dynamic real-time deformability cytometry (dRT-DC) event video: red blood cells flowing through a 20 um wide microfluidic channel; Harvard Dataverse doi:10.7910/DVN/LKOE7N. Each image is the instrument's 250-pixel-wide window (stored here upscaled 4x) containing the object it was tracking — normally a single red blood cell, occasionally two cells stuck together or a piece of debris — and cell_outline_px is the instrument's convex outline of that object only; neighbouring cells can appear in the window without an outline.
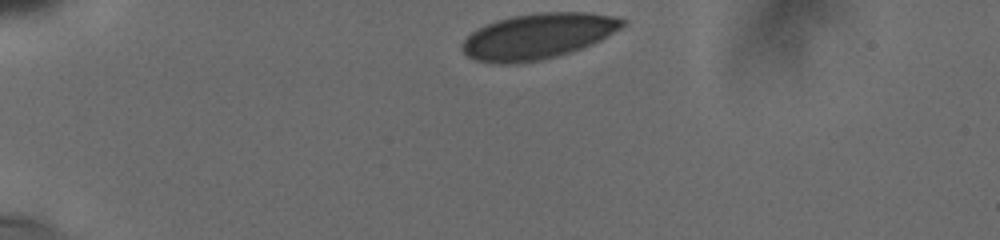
{"species": "human", "species_latin": "Homo sapiens", "temperature_condition": "cold", "stored_images_in_passage": 18, "camera_frame_rate_fps": 3000, "um_per_image_px": 0.085, "donor": {"sex": "male"}, "frame": {"image": 1, "passage_image": 1, "time_ms": 0.0, "image_size_px": [1000, 240], "cell_outline_px": [[624, 24], [620, 28], [608, 36], [600, 40], [580, 48], [556, 56], [516, 64], [500, 64], [476, 60], [468, 56], [460, 48], [460, 44], [476, 28], [496, 20], [512, 16], [536, 12], [584, 12], [612, 16], [624, 20]], "centroid_in_image_um": [45.66, 3.07], "position_along_channel_um": 39.3, "area_um2": 42.25}}
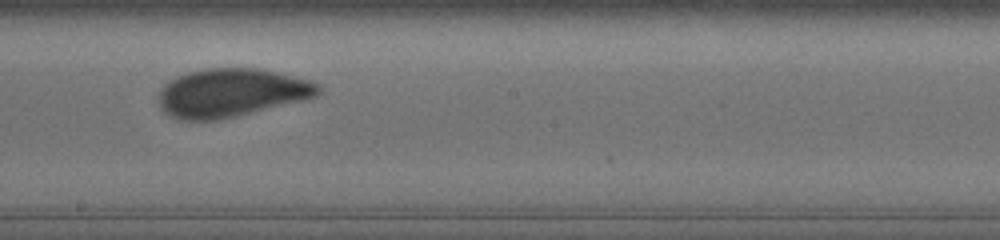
{"frame": {"image": 2, "passage_image": 14, "time_ms": 6.667, "image_size_px": [1000, 240], "cell_outline_px": [[320, 92], [316, 96], [236, 116], [216, 120], [184, 120], [172, 116], [164, 112], [160, 104], [160, 88], [168, 80], [176, 76], [188, 72], [204, 68], [256, 68], [276, 72], [308, 80], [316, 84], [320, 88]], "centroid_in_image_um": [19.6, 7.87], "position_along_channel_um": 228.6, "area_um2": 44.39}}
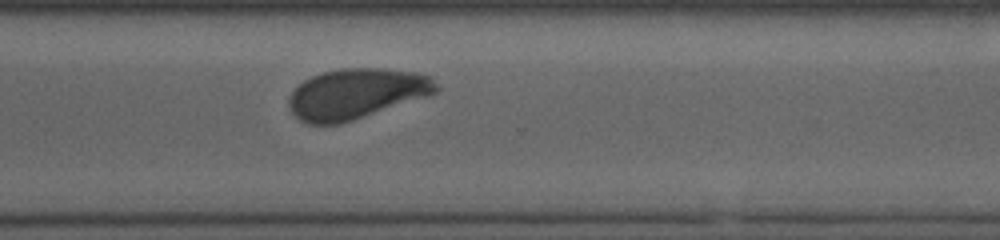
{"frame": {"image": 3, "passage_image": 18, "time_ms": 9.667, "image_size_px": [1000, 240], "cell_outline_px": [[440, 88], [436, 92], [352, 120], [336, 124], [308, 124], [300, 120], [292, 112], [288, 104], [288, 100], [292, 92], [304, 80], [312, 76], [324, 72], [340, 68], [380, 68], [416, 72], [428, 76]], "centroid_in_image_um": [30.24, 7.95], "position_along_channel_um": 340.4, "area_um2": 42.37}}